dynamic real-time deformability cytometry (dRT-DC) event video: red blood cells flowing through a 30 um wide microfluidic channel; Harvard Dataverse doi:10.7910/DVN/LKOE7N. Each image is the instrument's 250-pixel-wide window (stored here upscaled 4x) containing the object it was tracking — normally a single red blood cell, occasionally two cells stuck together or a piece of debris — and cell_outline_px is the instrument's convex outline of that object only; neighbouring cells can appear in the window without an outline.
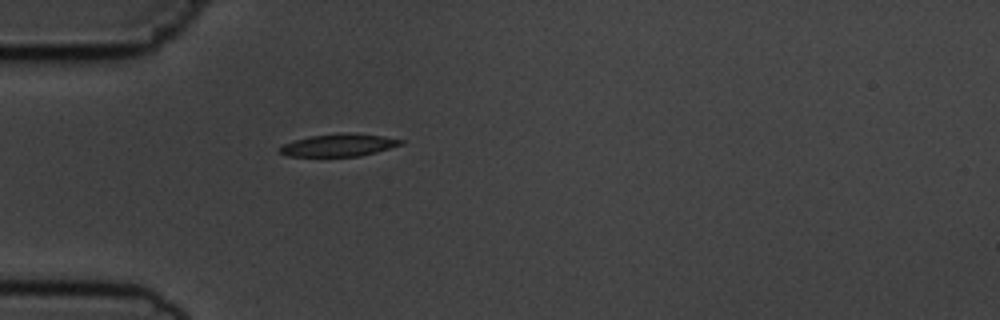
{"species": "common noctule bat (a hibernating species)", "species_latin": "Nyctalus noctula", "temperature_condition": "cold", "stored_images_in_passage": 4, "camera_frame_rate_fps": 3000, "um_per_image_px": 0.085, "animal": {"sex": "male", "body_mass_g": 19.5, "forearm_length_mm": 54.6}, "frame": {"image": 1, "passage_image": 4, "time_ms": 3.667, "image_size_px": [1000, 320], "cell_outline_px": [[404, 144], [376, 152], [360, 156], [288, 156], [280, 152], [280, 148], [284, 144], [292, 140], [308, 136], [336, 132], [384, 136], [404, 140]], "centroid_in_image_um": [28.8, 12.32], "position_along_channel_um": 56.2, "area_um2": 15.9}}